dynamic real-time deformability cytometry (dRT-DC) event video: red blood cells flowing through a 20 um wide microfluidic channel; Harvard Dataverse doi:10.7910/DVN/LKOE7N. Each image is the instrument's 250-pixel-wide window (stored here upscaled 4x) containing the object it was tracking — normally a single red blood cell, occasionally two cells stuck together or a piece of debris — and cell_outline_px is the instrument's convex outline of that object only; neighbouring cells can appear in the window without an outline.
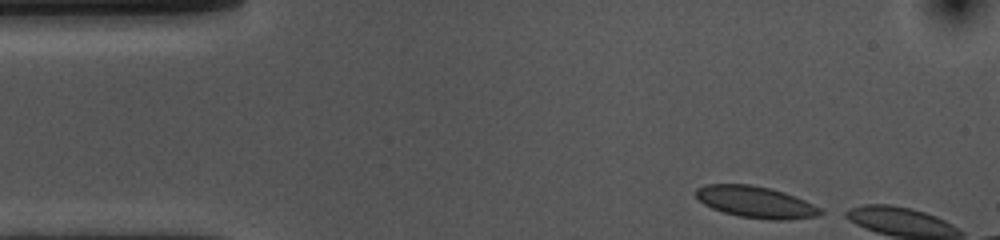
{"species": "common noctule bat (a hibernating species)", "species_latin": "Nyctalus noctula", "temperature_condition": "cold", "stored_images_in_passage": 4, "camera_frame_rate_fps": 3000, "um_per_image_px": 0.085, "animal": {"sex": "female", "body_mass_g": 10.0, "forearm_length_mm": 53.1}, "frame": {"image": 1, "passage_image": 1, "time_ms": 0.0, "image_size_px": [1000, 240], "cell_outline_px": [[828, 212], [820, 216], [788, 220], [768, 220], [740, 216], [724, 212], [712, 208], [704, 204], [696, 196], [696, 188], [704, 184], [748, 184], [772, 188], [784, 192], [804, 200]], "centroid_in_image_um": [64.28, 17.18], "position_along_channel_um": 20.7, "area_um2": 23.06}}